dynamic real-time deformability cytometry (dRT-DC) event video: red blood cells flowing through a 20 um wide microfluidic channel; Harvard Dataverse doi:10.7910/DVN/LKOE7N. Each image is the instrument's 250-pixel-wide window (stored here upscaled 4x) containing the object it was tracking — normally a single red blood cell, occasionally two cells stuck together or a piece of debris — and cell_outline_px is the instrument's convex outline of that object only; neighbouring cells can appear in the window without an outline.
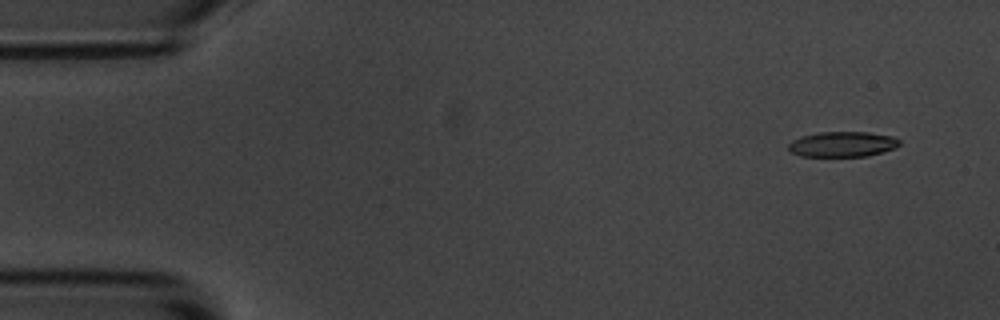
{"species": "common noctule bat (a hibernating species)", "species_latin": "Nyctalus noctula", "temperature_condition": "room temperature", "stored_images_in_passage": 5, "camera_frame_rate_fps": 3000, "um_per_image_px": 0.085, "animal": {"sex": "male", "body_mass_g": 20.1, "forearm_length_mm": 53.5}, "frame": {"image": 1, "passage_image": 1, "time_ms": 0.0, "image_size_px": [1000, 320], "cell_outline_px": [[900, 144], [896, 148], [868, 156], [800, 156], [792, 152], [788, 148], [788, 144], [792, 140], [800, 136], [820, 132], [868, 132], [892, 136], [900, 140]], "centroid_in_image_um": [71.62, 12.25], "position_along_channel_um": 13.4, "area_um2": 16.42}}
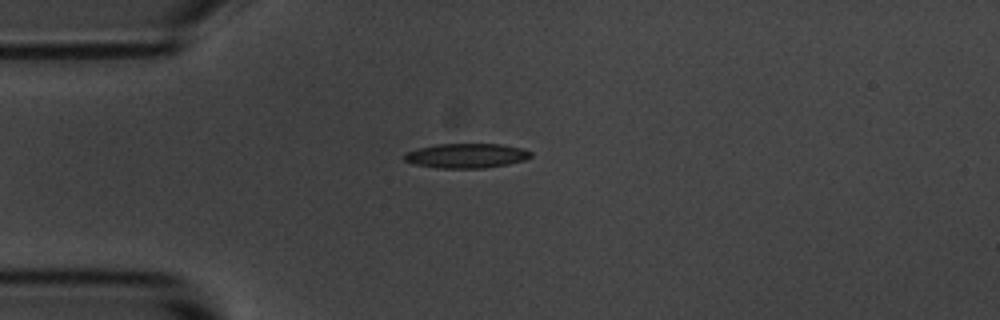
{"frame": {"image": 2, "passage_image": 4, "time_ms": 3.333, "image_size_px": [1000, 320], "cell_outline_px": [[532, 156], [524, 160], [508, 164], [484, 168], [436, 168], [412, 164], [404, 160], [404, 152], [416, 148], [436, 144], [500, 144], [520, 148], [532, 152]], "centroid_in_image_um": [39.58, 13.24], "position_along_channel_um": 45.4, "area_um2": 18.26}}
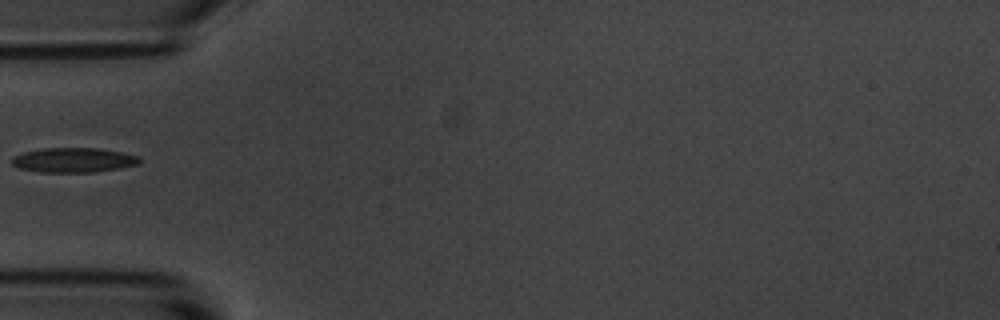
{"frame": {"image": 3, "passage_image": 5, "time_ms": 4.667, "image_size_px": [1000, 320], "cell_outline_px": [[140, 164], [120, 168], [96, 172], [40, 172], [20, 168], [12, 164], [12, 156], [24, 152], [44, 148], [100, 148], [140, 156]], "centroid_in_image_um": [6.28, 13.6], "position_along_channel_um": 78.7, "area_um2": 18.38}}